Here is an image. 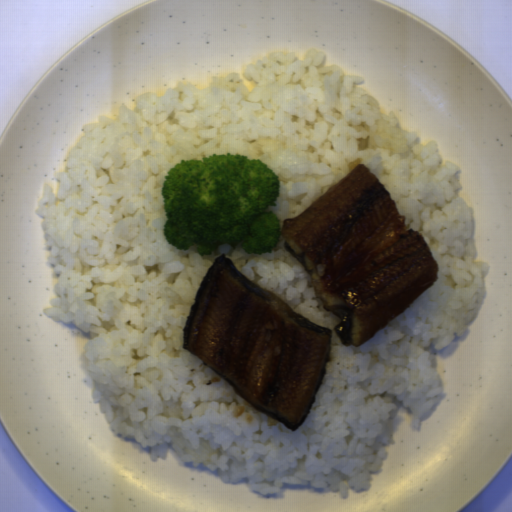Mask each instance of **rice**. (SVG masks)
<instances>
[{"instance_id":"1","label":"rice","mask_w":512,"mask_h":512,"mask_svg":"<svg viewBox=\"0 0 512 512\" xmlns=\"http://www.w3.org/2000/svg\"><path fill=\"white\" fill-rule=\"evenodd\" d=\"M323 50H276L239 73L213 75L205 89L179 81L163 96H137L115 119L83 125L68 172L44 184L35 213L43 217L48 262L60 275L44 314L89 333L85 367L92 398L110 431L149 447L150 461L167 457L217 469L222 482L243 478L253 491L278 494L283 483L339 491L369 490L370 472L386 458L375 438L382 422L411 410L410 428L441 397L430 351L467 331L483 300L484 270L474 261V209L457 194L461 169L434 140L397 127L382 113L364 77L324 66ZM240 153L260 158L278 176L275 212L282 227L329 188L366 165L395 199L406 224L422 232L439 263L437 281L410 308L361 346H344L305 266L283 248L245 253L218 247L236 269L293 311L331 329V361L316 403L297 430L254 408L227 380L188 350L183 329L195 295L218 256L180 251L165 239L161 188L181 159Z\"/></svg>"}]
</instances>
